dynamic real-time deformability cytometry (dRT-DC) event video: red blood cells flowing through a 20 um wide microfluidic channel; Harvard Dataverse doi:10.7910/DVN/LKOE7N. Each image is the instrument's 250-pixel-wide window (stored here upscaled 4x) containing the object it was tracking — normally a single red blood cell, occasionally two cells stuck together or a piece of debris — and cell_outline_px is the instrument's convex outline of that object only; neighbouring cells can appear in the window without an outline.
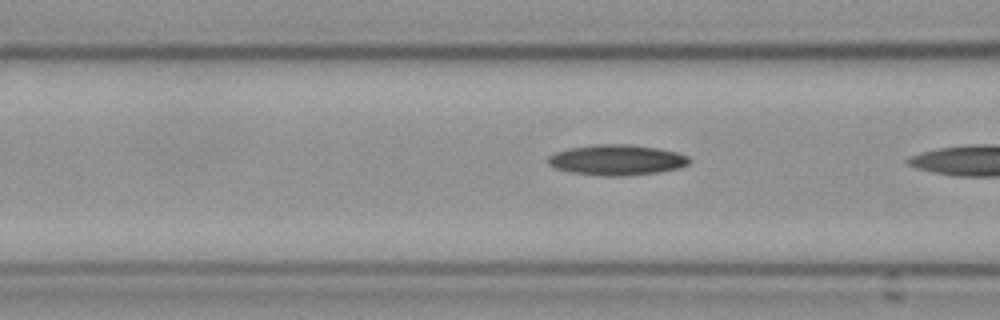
{"species": "Egyptian fruit bat (a non-hibernating species)", "species_latin": "Rousettus aegyptiacus", "temperature_condition": "cold", "stored_images_in_passage": 6, "camera_frame_rate_fps": 3000, "um_per_image_px": 0.085, "frame": {"image": 1, "passage_image": 5, "time_ms": 1.333, "image_size_px": [1000, 320], "cell_outline_px": [[692, 160], [688, 164], [680, 168], [656, 172], [624, 176], [600, 176], [572, 172], [556, 168], [548, 164], [548, 156], [556, 152], [568, 148], [592, 144], [628, 144], [660, 148], [676, 152], [688, 156]], "centroid_in_image_um": [52.44, 13.59], "position_along_channel_um": 114.2, "area_um2": 25.26}}